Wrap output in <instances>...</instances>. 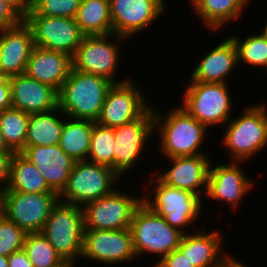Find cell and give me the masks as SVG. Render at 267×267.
I'll use <instances>...</instances> for the list:
<instances>
[{
  "label": "cell",
  "mask_w": 267,
  "mask_h": 267,
  "mask_svg": "<svg viewBox=\"0 0 267 267\" xmlns=\"http://www.w3.org/2000/svg\"><path fill=\"white\" fill-rule=\"evenodd\" d=\"M227 84L188 82L182 107L207 128L228 123L232 100Z\"/></svg>",
  "instance_id": "obj_8"
},
{
  "label": "cell",
  "mask_w": 267,
  "mask_h": 267,
  "mask_svg": "<svg viewBox=\"0 0 267 267\" xmlns=\"http://www.w3.org/2000/svg\"><path fill=\"white\" fill-rule=\"evenodd\" d=\"M12 108L25 113L46 112L58 107V91L26 74L9 77Z\"/></svg>",
  "instance_id": "obj_21"
},
{
  "label": "cell",
  "mask_w": 267,
  "mask_h": 267,
  "mask_svg": "<svg viewBox=\"0 0 267 267\" xmlns=\"http://www.w3.org/2000/svg\"><path fill=\"white\" fill-rule=\"evenodd\" d=\"M120 176L111 168L89 161H76L59 201L83 207L113 193ZM63 199V200H62Z\"/></svg>",
  "instance_id": "obj_6"
},
{
  "label": "cell",
  "mask_w": 267,
  "mask_h": 267,
  "mask_svg": "<svg viewBox=\"0 0 267 267\" xmlns=\"http://www.w3.org/2000/svg\"><path fill=\"white\" fill-rule=\"evenodd\" d=\"M80 2L81 0H30V11L27 16L75 19Z\"/></svg>",
  "instance_id": "obj_34"
},
{
  "label": "cell",
  "mask_w": 267,
  "mask_h": 267,
  "mask_svg": "<svg viewBox=\"0 0 267 267\" xmlns=\"http://www.w3.org/2000/svg\"><path fill=\"white\" fill-rule=\"evenodd\" d=\"M262 32H260L264 37L265 39L267 40V21H266V24H265V27L264 29L261 30Z\"/></svg>",
  "instance_id": "obj_45"
},
{
  "label": "cell",
  "mask_w": 267,
  "mask_h": 267,
  "mask_svg": "<svg viewBox=\"0 0 267 267\" xmlns=\"http://www.w3.org/2000/svg\"><path fill=\"white\" fill-rule=\"evenodd\" d=\"M29 118L30 114L12 107L0 113V133L8 148L15 153L25 149Z\"/></svg>",
  "instance_id": "obj_30"
},
{
  "label": "cell",
  "mask_w": 267,
  "mask_h": 267,
  "mask_svg": "<svg viewBox=\"0 0 267 267\" xmlns=\"http://www.w3.org/2000/svg\"><path fill=\"white\" fill-rule=\"evenodd\" d=\"M5 190L23 193H55L38 169L21 153H15L11 163L10 179Z\"/></svg>",
  "instance_id": "obj_29"
},
{
  "label": "cell",
  "mask_w": 267,
  "mask_h": 267,
  "mask_svg": "<svg viewBox=\"0 0 267 267\" xmlns=\"http://www.w3.org/2000/svg\"><path fill=\"white\" fill-rule=\"evenodd\" d=\"M11 107V86L9 78L0 76V113Z\"/></svg>",
  "instance_id": "obj_39"
},
{
  "label": "cell",
  "mask_w": 267,
  "mask_h": 267,
  "mask_svg": "<svg viewBox=\"0 0 267 267\" xmlns=\"http://www.w3.org/2000/svg\"><path fill=\"white\" fill-rule=\"evenodd\" d=\"M75 21L85 36L113 34L109 0H81Z\"/></svg>",
  "instance_id": "obj_26"
},
{
  "label": "cell",
  "mask_w": 267,
  "mask_h": 267,
  "mask_svg": "<svg viewBox=\"0 0 267 267\" xmlns=\"http://www.w3.org/2000/svg\"><path fill=\"white\" fill-rule=\"evenodd\" d=\"M72 68V57L68 54L34 46L25 74L59 92Z\"/></svg>",
  "instance_id": "obj_23"
},
{
  "label": "cell",
  "mask_w": 267,
  "mask_h": 267,
  "mask_svg": "<svg viewBox=\"0 0 267 267\" xmlns=\"http://www.w3.org/2000/svg\"><path fill=\"white\" fill-rule=\"evenodd\" d=\"M133 248L140 255L156 254L160 260L178 249L183 233L171 227L143 202L135 209L130 224Z\"/></svg>",
  "instance_id": "obj_5"
},
{
  "label": "cell",
  "mask_w": 267,
  "mask_h": 267,
  "mask_svg": "<svg viewBox=\"0 0 267 267\" xmlns=\"http://www.w3.org/2000/svg\"><path fill=\"white\" fill-rule=\"evenodd\" d=\"M153 134L154 116L152 107L137 120L114 128L115 172L120 177L126 174L135 163L137 164V160L146 149L149 137Z\"/></svg>",
  "instance_id": "obj_15"
},
{
  "label": "cell",
  "mask_w": 267,
  "mask_h": 267,
  "mask_svg": "<svg viewBox=\"0 0 267 267\" xmlns=\"http://www.w3.org/2000/svg\"><path fill=\"white\" fill-rule=\"evenodd\" d=\"M169 159L173 165L157 177L166 185L187 190L201 198L203 191L207 192L209 166L207 155H193L172 157ZM202 188V190H201Z\"/></svg>",
  "instance_id": "obj_20"
},
{
  "label": "cell",
  "mask_w": 267,
  "mask_h": 267,
  "mask_svg": "<svg viewBox=\"0 0 267 267\" xmlns=\"http://www.w3.org/2000/svg\"><path fill=\"white\" fill-rule=\"evenodd\" d=\"M166 0H109L113 34L129 38L164 15Z\"/></svg>",
  "instance_id": "obj_16"
},
{
  "label": "cell",
  "mask_w": 267,
  "mask_h": 267,
  "mask_svg": "<svg viewBox=\"0 0 267 267\" xmlns=\"http://www.w3.org/2000/svg\"><path fill=\"white\" fill-rule=\"evenodd\" d=\"M66 119L58 146L74 161H86L91 146L93 121Z\"/></svg>",
  "instance_id": "obj_27"
},
{
  "label": "cell",
  "mask_w": 267,
  "mask_h": 267,
  "mask_svg": "<svg viewBox=\"0 0 267 267\" xmlns=\"http://www.w3.org/2000/svg\"><path fill=\"white\" fill-rule=\"evenodd\" d=\"M8 267H34L26 252L22 249L8 256Z\"/></svg>",
  "instance_id": "obj_41"
},
{
  "label": "cell",
  "mask_w": 267,
  "mask_h": 267,
  "mask_svg": "<svg viewBox=\"0 0 267 267\" xmlns=\"http://www.w3.org/2000/svg\"><path fill=\"white\" fill-rule=\"evenodd\" d=\"M24 21L31 28L34 46L71 57L85 36L73 18L26 16Z\"/></svg>",
  "instance_id": "obj_12"
},
{
  "label": "cell",
  "mask_w": 267,
  "mask_h": 267,
  "mask_svg": "<svg viewBox=\"0 0 267 267\" xmlns=\"http://www.w3.org/2000/svg\"><path fill=\"white\" fill-rule=\"evenodd\" d=\"M113 84L106 77L72 68L58 92V107L61 110L59 116L62 113L64 118L96 122Z\"/></svg>",
  "instance_id": "obj_1"
},
{
  "label": "cell",
  "mask_w": 267,
  "mask_h": 267,
  "mask_svg": "<svg viewBox=\"0 0 267 267\" xmlns=\"http://www.w3.org/2000/svg\"><path fill=\"white\" fill-rule=\"evenodd\" d=\"M238 52V63L267 68V40L259 33L239 39L238 35L231 36Z\"/></svg>",
  "instance_id": "obj_33"
},
{
  "label": "cell",
  "mask_w": 267,
  "mask_h": 267,
  "mask_svg": "<svg viewBox=\"0 0 267 267\" xmlns=\"http://www.w3.org/2000/svg\"><path fill=\"white\" fill-rule=\"evenodd\" d=\"M153 108L154 132L159 130L160 152L167 158L204 154L201 144L208 128L191 116L182 106L159 114ZM201 152V153H200Z\"/></svg>",
  "instance_id": "obj_2"
},
{
  "label": "cell",
  "mask_w": 267,
  "mask_h": 267,
  "mask_svg": "<svg viewBox=\"0 0 267 267\" xmlns=\"http://www.w3.org/2000/svg\"><path fill=\"white\" fill-rule=\"evenodd\" d=\"M247 3L249 0H199L193 10L206 27L216 31L229 22H236Z\"/></svg>",
  "instance_id": "obj_28"
},
{
  "label": "cell",
  "mask_w": 267,
  "mask_h": 267,
  "mask_svg": "<svg viewBox=\"0 0 267 267\" xmlns=\"http://www.w3.org/2000/svg\"><path fill=\"white\" fill-rule=\"evenodd\" d=\"M58 267H74V266H58Z\"/></svg>",
  "instance_id": "obj_48"
},
{
  "label": "cell",
  "mask_w": 267,
  "mask_h": 267,
  "mask_svg": "<svg viewBox=\"0 0 267 267\" xmlns=\"http://www.w3.org/2000/svg\"><path fill=\"white\" fill-rule=\"evenodd\" d=\"M131 81L112 85L96 121L98 124L116 128L137 120L151 107L144 93Z\"/></svg>",
  "instance_id": "obj_13"
},
{
  "label": "cell",
  "mask_w": 267,
  "mask_h": 267,
  "mask_svg": "<svg viewBox=\"0 0 267 267\" xmlns=\"http://www.w3.org/2000/svg\"><path fill=\"white\" fill-rule=\"evenodd\" d=\"M23 250L34 267L73 266L60 257L40 232L26 234Z\"/></svg>",
  "instance_id": "obj_31"
},
{
  "label": "cell",
  "mask_w": 267,
  "mask_h": 267,
  "mask_svg": "<svg viewBox=\"0 0 267 267\" xmlns=\"http://www.w3.org/2000/svg\"><path fill=\"white\" fill-rule=\"evenodd\" d=\"M231 162L218 164L214 168L209 166L206 196L227 202L234 210L251 190L253 183L238 164L242 162Z\"/></svg>",
  "instance_id": "obj_18"
},
{
  "label": "cell",
  "mask_w": 267,
  "mask_h": 267,
  "mask_svg": "<svg viewBox=\"0 0 267 267\" xmlns=\"http://www.w3.org/2000/svg\"><path fill=\"white\" fill-rule=\"evenodd\" d=\"M33 47L31 28L24 20L14 27L0 29V76L25 74Z\"/></svg>",
  "instance_id": "obj_17"
},
{
  "label": "cell",
  "mask_w": 267,
  "mask_h": 267,
  "mask_svg": "<svg viewBox=\"0 0 267 267\" xmlns=\"http://www.w3.org/2000/svg\"><path fill=\"white\" fill-rule=\"evenodd\" d=\"M1 153H15L13 151H11L8 146L6 145L4 138L2 136V134L0 133V154Z\"/></svg>",
  "instance_id": "obj_42"
},
{
  "label": "cell",
  "mask_w": 267,
  "mask_h": 267,
  "mask_svg": "<svg viewBox=\"0 0 267 267\" xmlns=\"http://www.w3.org/2000/svg\"><path fill=\"white\" fill-rule=\"evenodd\" d=\"M114 128L93 122L91 146L87 161L107 166L115 171Z\"/></svg>",
  "instance_id": "obj_32"
},
{
  "label": "cell",
  "mask_w": 267,
  "mask_h": 267,
  "mask_svg": "<svg viewBox=\"0 0 267 267\" xmlns=\"http://www.w3.org/2000/svg\"><path fill=\"white\" fill-rule=\"evenodd\" d=\"M26 233L0 212V255L10 256L23 249Z\"/></svg>",
  "instance_id": "obj_35"
},
{
  "label": "cell",
  "mask_w": 267,
  "mask_h": 267,
  "mask_svg": "<svg viewBox=\"0 0 267 267\" xmlns=\"http://www.w3.org/2000/svg\"><path fill=\"white\" fill-rule=\"evenodd\" d=\"M199 0H190V3H191V5H192V8H193V6L198 2Z\"/></svg>",
  "instance_id": "obj_47"
},
{
  "label": "cell",
  "mask_w": 267,
  "mask_h": 267,
  "mask_svg": "<svg viewBox=\"0 0 267 267\" xmlns=\"http://www.w3.org/2000/svg\"><path fill=\"white\" fill-rule=\"evenodd\" d=\"M142 203V196L126 195L119 189L88 202L83 208L84 230L130 229L135 209Z\"/></svg>",
  "instance_id": "obj_10"
},
{
  "label": "cell",
  "mask_w": 267,
  "mask_h": 267,
  "mask_svg": "<svg viewBox=\"0 0 267 267\" xmlns=\"http://www.w3.org/2000/svg\"><path fill=\"white\" fill-rule=\"evenodd\" d=\"M196 230L183 234L178 249L195 267H224L232 255L223 254L220 231L204 233V227Z\"/></svg>",
  "instance_id": "obj_22"
},
{
  "label": "cell",
  "mask_w": 267,
  "mask_h": 267,
  "mask_svg": "<svg viewBox=\"0 0 267 267\" xmlns=\"http://www.w3.org/2000/svg\"><path fill=\"white\" fill-rule=\"evenodd\" d=\"M10 7L22 20L30 11V0H0Z\"/></svg>",
  "instance_id": "obj_40"
},
{
  "label": "cell",
  "mask_w": 267,
  "mask_h": 267,
  "mask_svg": "<svg viewBox=\"0 0 267 267\" xmlns=\"http://www.w3.org/2000/svg\"><path fill=\"white\" fill-rule=\"evenodd\" d=\"M111 36L116 37L119 42H111ZM123 39L127 38L116 34L84 36L72 57L73 69L106 77L113 83L127 81V78L121 81L115 78L120 57L118 44Z\"/></svg>",
  "instance_id": "obj_11"
},
{
  "label": "cell",
  "mask_w": 267,
  "mask_h": 267,
  "mask_svg": "<svg viewBox=\"0 0 267 267\" xmlns=\"http://www.w3.org/2000/svg\"><path fill=\"white\" fill-rule=\"evenodd\" d=\"M224 267H235V258L232 256Z\"/></svg>",
  "instance_id": "obj_44"
},
{
  "label": "cell",
  "mask_w": 267,
  "mask_h": 267,
  "mask_svg": "<svg viewBox=\"0 0 267 267\" xmlns=\"http://www.w3.org/2000/svg\"><path fill=\"white\" fill-rule=\"evenodd\" d=\"M245 107L242 115L230 119L222 136V145L229 149L231 160L245 162L267 146V106Z\"/></svg>",
  "instance_id": "obj_3"
},
{
  "label": "cell",
  "mask_w": 267,
  "mask_h": 267,
  "mask_svg": "<svg viewBox=\"0 0 267 267\" xmlns=\"http://www.w3.org/2000/svg\"><path fill=\"white\" fill-rule=\"evenodd\" d=\"M21 154L35 165L49 188L59 195L66 186L76 161L58 145L27 146Z\"/></svg>",
  "instance_id": "obj_19"
},
{
  "label": "cell",
  "mask_w": 267,
  "mask_h": 267,
  "mask_svg": "<svg viewBox=\"0 0 267 267\" xmlns=\"http://www.w3.org/2000/svg\"><path fill=\"white\" fill-rule=\"evenodd\" d=\"M59 201L57 193H23L4 190L0 194V212L26 234L41 232L52 208Z\"/></svg>",
  "instance_id": "obj_9"
},
{
  "label": "cell",
  "mask_w": 267,
  "mask_h": 267,
  "mask_svg": "<svg viewBox=\"0 0 267 267\" xmlns=\"http://www.w3.org/2000/svg\"><path fill=\"white\" fill-rule=\"evenodd\" d=\"M208 52L191 73L190 81L227 83V75L239 65L234 41L226 38Z\"/></svg>",
  "instance_id": "obj_24"
},
{
  "label": "cell",
  "mask_w": 267,
  "mask_h": 267,
  "mask_svg": "<svg viewBox=\"0 0 267 267\" xmlns=\"http://www.w3.org/2000/svg\"><path fill=\"white\" fill-rule=\"evenodd\" d=\"M81 257L110 266L137 259L130 229L84 230Z\"/></svg>",
  "instance_id": "obj_14"
},
{
  "label": "cell",
  "mask_w": 267,
  "mask_h": 267,
  "mask_svg": "<svg viewBox=\"0 0 267 267\" xmlns=\"http://www.w3.org/2000/svg\"><path fill=\"white\" fill-rule=\"evenodd\" d=\"M0 267H8V257L0 255Z\"/></svg>",
  "instance_id": "obj_43"
},
{
  "label": "cell",
  "mask_w": 267,
  "mask_h": 267,
  "mask_svg": "<svg viewBox=\"0 0 267 267\" xmlns=\"http://www.w3.org/2000/svg\"><path fill=\"white\" fill-rule=\"evenodd\" d=\"M154 267H195L179 249L173 250L167 256L157 261Z\"/></svg>",
  "instance_id": "obj_36"
},
{
  "label": "cell",
  "mask_w": 267,
  "mask_h": 267,
  "mask_svg": "<svg viewBox=\"0 0 267 267\" xmlns=\"http://www.w3.org/2000/svg\"><path fill=\"white\" fill-rule=\"evenodd\" d=\"M235 267H246L245 264L239 262V260H236L235 258Z\"/></svg>",
  "instance_id": "obj_46"
},
{
  "label": "cell",
  "mask_w": 267,
  "mask_h": 267,
  "mask_svg": "<svg viewBox=\"0 0 267 267\" xmlns=\"http://www.w3.org/2000/svg\"><path fill=\"white\" fill-rule=\"evenodd\" d=\"M40 233L64 261L75 267V261L81 258L83 250V208L58 201Z\"/></svg>",
  "instance_id": "obj_4"
},
{
  "label": "cell",
  "mask_w": 267,
  "mask_h": 267,
  "mask_svg": "<svg viewBox=\"0 0 267 267\" xmlns=\"http://www.w3.org/2000/svg\"><path fill=\"white\" fill-rule=\"evenodd\" d=\"M15 153L0 154V194L7 188L10 179L11 163Z\"/></svg>",
  "instance_id": "obj_37"
},
{
  "label": "cell",
  "mask_w": 267,
  "mask_h": 267,
  "mask_svg": "<svg viewBox=\"0 0 267 267\" xmlns=\"http://www.w3.org/2000/svg\"><path fill=\"white\" fill-rule=\"evenodd\" d=\"M22 19L6 4L0 1V29L16 26Z\"/></svg>",
  "instance_id": "obj_38"
},
{
  "label": "cell",
  "mask_w": 267,
  "mask_h": 267,
  "mask_svg": "<svg viewBox=\"0 0 267 267\" xmlns=\"http://www.w3.org/2000/svg\"><path fill=\"white\" fill-rule=\"evenodd\" d=\"M158 180V181H157ZM157 181L152 194L142 195V202L152 211L162 216L171 226L178 229L183 234V228L194 224L200 215L202 201L199 196L190 191L171 187L163 183L157 175L149 180L150 186ZM150 195V197H149Z\"/></svg>",
  "instance_id": "obj_7"
},
{
  "label": "cell",
  "mask_w": 267,
  "mask_h": 267,
  "mask_svg": "<svg viewBox=\"0 0 267 267\" xmlns=\"http://www.w3.org/2000/svg\"><path fill=\"white\" fill-rule=\"evenodd\" d=\"M60 111V108L57 107L46 112L30 114L25 148L27 146H50L59 144L65 123L64 119H60L57 116Z\"/></svg>",
  "instance_id": "obj_25"
}]
</instances>
